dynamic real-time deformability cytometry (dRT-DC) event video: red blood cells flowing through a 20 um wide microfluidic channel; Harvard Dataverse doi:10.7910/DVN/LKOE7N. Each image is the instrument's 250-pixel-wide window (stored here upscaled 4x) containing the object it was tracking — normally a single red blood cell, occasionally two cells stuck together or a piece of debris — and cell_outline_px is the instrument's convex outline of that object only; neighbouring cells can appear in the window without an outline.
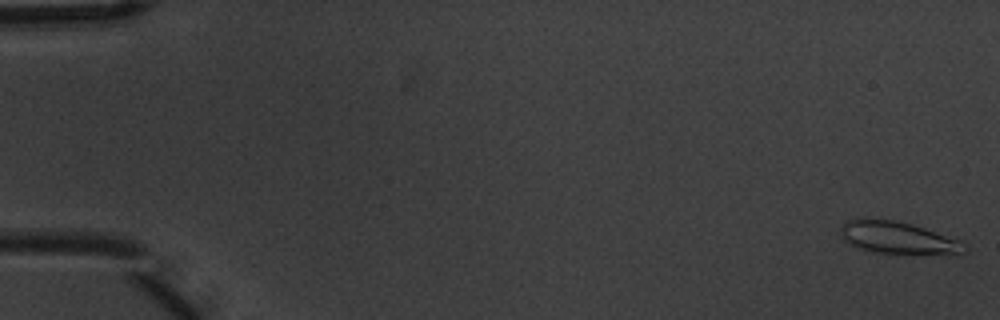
{"species": "common noctule bat (a hibernating species)", "species_latin": "Nyctalus noctula", "temperature_condition": "warm", "stored_images_in_passage": 10, "camera_frame_rate_fps": 3000, "um_per_image_px": 0.085, "animal": {"sex": "male", "body_mass_g": 20.1, "forearm_length_mm": 53.5}, "frame": {"image": 1, "passage_image": 1, "time_ms": 0.0, "image_size_px": [1000, 320], "cell_outline_px": [[968, 252], [960, 256], [904, 256], [868, 252], [844, 240], [840, 232], [840, 228], [848, 220], [860, 216], [864, 216], [892, 220], [912, 224], [960, 240], [968, 244]], "centroid_in_image_um": [76.45, 20.28], "position_along_channel_um": 8.5, "area_um2": 25.09}}
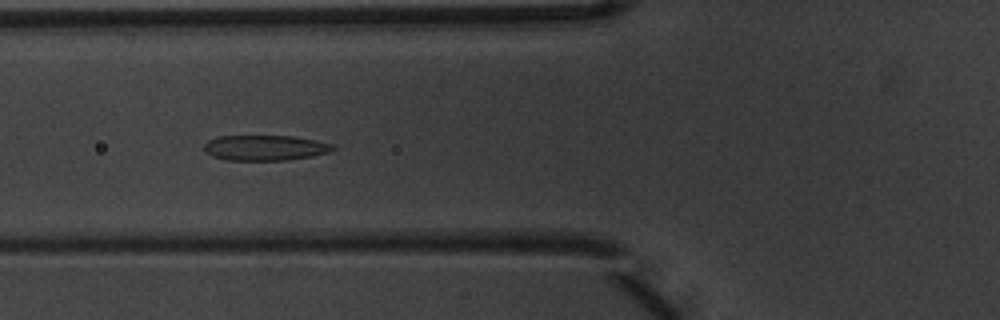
{"frame": {"image": 2, "passage_image": 6, "time_ms": 1.667, "image_size_px": [1000, 320], "cell_outline_px": [[336, 148], [328, 152], [312, 156], [288, 160], [224, 160], [212, 156], [204, 152], [204, 144], [208, 140], [216, 136], [292, 136], [332, 144]], "centroid_in_image_um": [22.46, 12.57], "position_along_channel_um": 103.3, "area_um2": 19.02}}
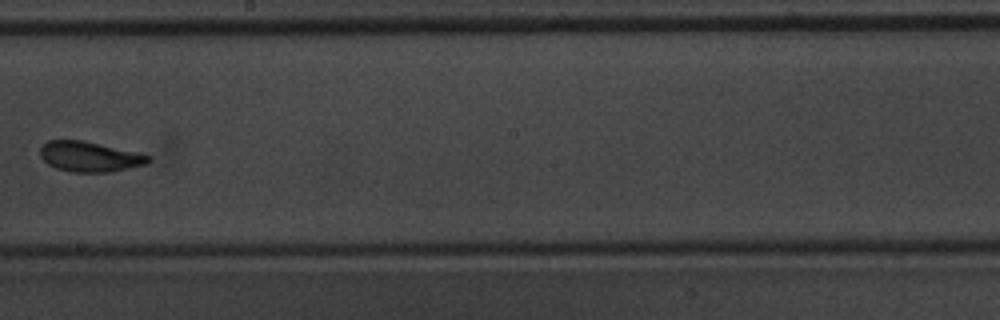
{"frame": {"image": 3, "passage_image": 9, "time_ms": 2.667, "image_size_px": [1000, 320], "cell_outline_px": [[152, 160], [148, 164], [112, 172], [72, 172], [56, 168], [48, 164], [40, 156], [40, 148], [48, 140], [80, 140], [136, 152], [152, 156]], "centroid_in_image_um": [7.65, 13.33], "position_along_channel_um": 240.6, "area_um2": 19.02}}